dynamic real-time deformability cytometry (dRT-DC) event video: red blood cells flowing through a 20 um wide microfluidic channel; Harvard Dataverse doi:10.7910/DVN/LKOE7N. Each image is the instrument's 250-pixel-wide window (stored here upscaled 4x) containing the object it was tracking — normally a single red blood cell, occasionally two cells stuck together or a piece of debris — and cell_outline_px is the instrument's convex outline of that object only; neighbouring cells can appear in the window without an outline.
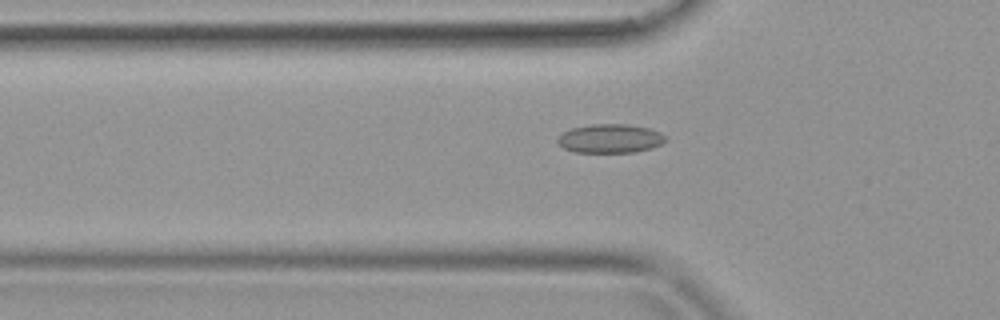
{"species": "common noctule bat (a hibernating species)", "species_latin": "Nyctalus noctula", "temperature_condition": "warm", "stored_images_in_passage": 36, "camera_frame_rate_fps": 3000, "um_per_image_px": 0.085, "animal": {"sex": "female", "body_mass_g": 19.9}, "frame": {"image": 1, "passage_image": 9, "time_ms": 2.667, "image_size_px": [1000, 320], "cell_outline_px": [[664, 140], [660, 144], [652, 148], [632, 152], [576, 152], [564, 148], [556, 140], [564, 132], [572, 128], [592, 124], [628, 124], [648, 128], [660, 132], [664, 136]], "centroid_in_image_um": [51.85, 11.77], "position_along_channel_um": 73.9, "area_um2": 17.86}}
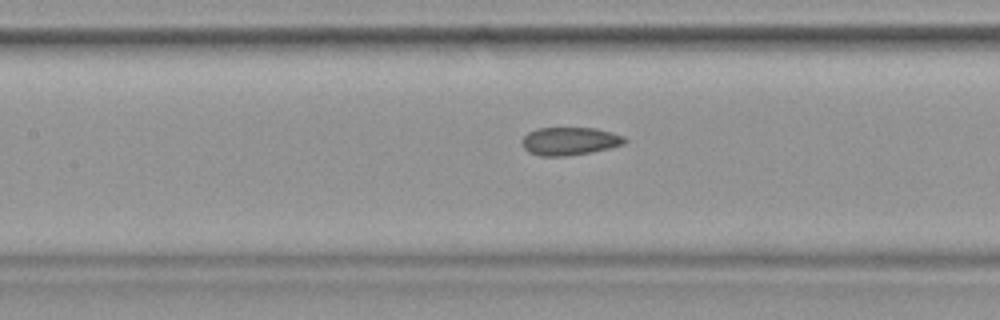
{"frame": {"image": 2, "passage_image": 14, "time_ms": 4.333, "image_size_px": [1000, 320], "cell_outline_px": [[628, 140], [624, 144], [592, 152], [564, 156], [540, 156], [528, 152], [524, 148], [520, 140], [528, 132], [536, 128], [596, 128], [612, 132], [624, 136]], "centroid_in_image_um": [48.41, 11.99], "position_along_channel_um": 159.0, "area_um2": 16.88}}
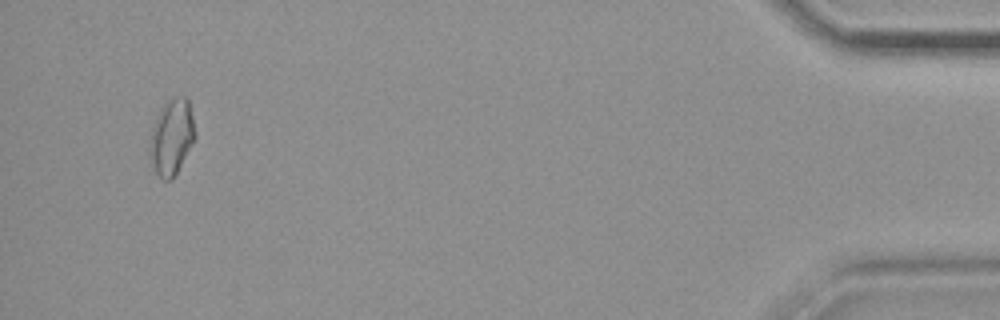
{"frame": {"image": 3, "passage_image": 34, "time_ms": 11.0, "image_size_px": [1000, 320], "cell_outline_px": [[196, 136], [172, 180], [164, 180], [156, 172], [148, 156], [148, 148], [152, 128], [160, 108], [168, 100], [180, 96], [184, 96], [188, 100], [196, 132]], "centroid_in_image_um": [14.57, 11.65], "position_along_channel_um": 420.6, "area_um2": 19.83}}